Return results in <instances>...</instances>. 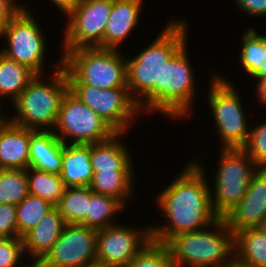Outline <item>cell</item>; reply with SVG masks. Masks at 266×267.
<instances>
[{
  "label": "cell",
  "mask_w": 266,
  "mask_h": 267,
  "mask_svg": "<svg viewBox=\"0 0 266 267\" xmlns=\"http://www.w3.org/2000/svg\"><path fill=\"white\" fill-rule=\"evenodd\" d=\"M97 230L82 224H66L41 267H85L96 260Z\"/></svg>",
  "instance_id": "cell-14"
},
{
  "label": "cell",
  "mask_w": 266,
  "mask_h": 267,
  "mask_svg": "<svg viewBox=\"0 0 266 267\" xmlns=\"http://www.w3.org/2000/svg\"><path fill=\"white\" fill-rule=\"evenodd\" d=\"M125 267H175L165 244L151 240Z\"/></svg>",
  "instance_id": "cell-31"
},
{
  "label": "cell",
  "mask_w": 266,
  "mask_h": 267,
  "mask_svg": "<svg viewBox=\"0 0 266 267\" xmlns=\"http://www.w3.org/2000/svg\"><path fill=\"white\" fill-rule=\"evenodd\" d=\"M56 207L66 224H82L86 226L88 186L65 187L63 195Z\"/></svg>",
  "instance_id": "cell-27"
},
{
  "label": "cell",
  "mask_w": 266,
  "mask_h": 267,
  "mask_svg": "<svg viewBox=\"0 0 266 267\" xmlns=\"http://www.w3.org/2000/svg\"><path fill=\"white\" fill-rule=\"evenodd\" d=\"M144 0H112V9L104 32L102 49L121 50L123 42L138 28ZM143 5V7H142ZM133 31V32H132Z\"/></svg>",
  "instance_id": "cell-16"
},
{
  "label": "cell",
  "mask_w": 266,
  "mask_h": 267,
  "mask_svg": "<svg viewBox=\"0 0 266 267\" xmlns=\"http://www.w3.org/2000/svg\"><path fill=\"white\" fill-rule=\"evenodd\" d=\"M58 59L56 64L48 65H52V73L36 75L11 104L15 115L6 116L11 123L35 131H53L62 99L69 90L62 57Z\"/></svg>",
  "instance_id": "cell-2"
},
{
  "label": "cell",
  "mask_w": 266,
  "mask_h": 267,
  "mask_svg": "<svg viewBox=\"0 0 266 267\" xmlns=\"http://www.w3.org/2000/svg\"><path fill=\"white\" fill-rule=\"evenodd\" d=\"M229 267H251L248 265H245L243 263H240L236 258H234L230 263Z\"/></svg>",
  "instance_id": "cell-41"
},
{
  "label": "cell",
  "mask_w": 266,
  "mask_h": 267,
  "mask_svg": "<svg viewBox=\"0 0 266 267\" xmlns=\"http://www.w3.org/2000/svg\"><path fill=\"white\" fill-rule=\"evenodd\" d=\"M31 129L19 127L7 118L0 124V169H27Z\"/></svg>",
  "instance_id": "cell-17"
},
{
  "label": "cell",
  "mask_w": 266,
  "mask_h": 267,
  "mask_svg": "<svg viewBox=\"0 0 266 267\" xmlns=\"http://www.w3.org/2000/svg\"><path fill=\"white\" fill-rule=\"evenodd\" d=\"M93 174L90 144H63L60 176L65 187L90 186Z\"/></svg>",
  "instance_id": "cell-21"
},
{
  "label": "cell",
  "mask_w": 266,
  "mask_h": 267,
  "mask_svg": "<svg viewBox=\"0 0 266 267\" xmlns=\"http://www.w3.org/2000/svg\"><path fill=\"white\" fill-rule=\"evenodd\" d=\"M190 161L156 194L155 207L165 217L164 224H150L152 240L157 243L166 244L178 234L205 229L219 219L211 207L207 167L198 158Z\"/></svg>",
  "instance_id": "cell-1"
},
{
  "label": "cell",
  "mask_w": 266,
  "mask_h": 267,
  "mask_svg": "<svg viewBox=\"0 0 266 267\" xmlns=\"http://www.w3.org/2000/svg\"><path fill=\"white\" fill-rule=\"evenodd\" d=\"M234 5L245 15L253 18L266 17V0H233Z\"/></svg>",
  "instance_id": "cell-35"
},
{
  "label": "cell",
  "mask_w": 266,
  "mask_h": 267,
  "mask_svg": "<svg viewBox=\"0 0 266 267\" xmlns=\"http://www.w3.org/2000/svg\"><path fill=\"white\" fill-rule=\"evenodd\" d=\"M153 42L127 61V88L139 106L160 84L164 64L186 43L185 19H170Z\"/></svg>",
  "instance_id": "cell-4"
},
{
  "label": "cell",
  "mask_w": 266,
  "mask_h": 267,
  "mask_svg": "<svg viewBox=\"0 0 266 267\" xmlns=\"http://www.w3.org/2000/svg\"><path fill=\"white\" fill-rule=\"evenodd\" d=\"M53 207L49 201L28 194L20 204L16 205L18 237L22 238L32 230Z\"/></svg>",
  "instance_id": "cell-28"
},
{
  "label": "cell",
  "mask_w": 266,
  "mask_h": 267,
  "mask_svg": "<svg viewBox=\"0 0 266 267\" xmlns=\"http://www.w3.org/2000/svg\"><path fill=\"white\" fill-rule=\"evenodd\" d=\"M219 161L212 182L211 207L223 218L244 197L258 166L242 148L220 149Z\"/></svg>",
  "instance_id": "cell-9"
},
{
  "label": "cell",
  "mask_w": 266,
  "mask_h": 267,
  "mask_svg": "<svg viewBox=\"0 0 266 267\" xmlns=\"http://www.w3.org/2000/svg\"><path fill=\"white\" fill-rule=\"evenodd\" d=\"M235 258L251 267H266V234L259 228H246L234 234Z\"/></svg>",
  "instance_id": "cell-23"
},
{
  "label": "cell",
  "mask_w": 266,
  "mask_h": 267,
  "mask_svg": "<svg viewBox=\"0 0 266 267\" xmlns=\"http://www.w3.org/2000/svg\"><path fill=\"white\" fill-rule=\"evenodd\" d=\"M29 194L49 201L56 206L63 195L65 185L59 174L28 167L26 169Z\"/></svg>",
  "instance_id": "cell-26"
},
{
  "label": "cell",
  "mask_w": 266,
  "mask_h": 267,
  "mask_svg": "<svg viewBox=\"0 0 266 267\" xmlns=\"http://www.w3.org/2000/svg\"><path fill=\"white\" fill-rule=\"evenodd\" d=\"M251 127L248 141L242 149L259 168H266V120Z\"/></svg>",
  "instance_id": "cell-32"
},
{
  "label": "cell",
  "mask_w": 266,
  "mask_h": 267,
  "mask_svg": "<svg viewBox=\"0 0 266 267\" xmlns=\"http://www.w3.org/2000/svg\"><path fill=\"white\" fill-rule=\"evenodd\" d=\"M69 90L116 133L128 134L135 120L142 116L128 88L99 89L89 85H69Z\"/></svg>",
  "instance_id": "cell-12"
},
{
  "label": "cell",
  "mask_w": 266,
  "mask_h": 267,
  "mask_svg": "<svg viewBox=\"0 0 266 267\" xmlns=\"http://www.w3.org/2000/svg\"><path fill=\"white\" fill-rule=\"evenodd\" d=\"M0 237H18L16 205L0 204Z\"/></svg>",
  "instance_id": "cell-34"
},
{
  "label": "cell",
  "mask_w": 266,
  "mask_h": 267,
  "mask_svg": "<svg viewBox=\"0 0 266 267\" xmlns=\"http://www.w3.org/2000/svg\"><path fill=\"white\" fill-rule=\"evenodd\" d=\"M82 0H49L51 5L53 4L57 10L66 18L80 3Z\"/></svg>",
  "instance_id": "cell-37"
},
{
  "label": "cell",
  "mask_w": 266,
  "mask_h": 267,
  "mask_svg": "<svg viewBox=\"0 0 266 267\" xmlns=\"http://www.w3.org/2000/svg\"><path fill=\"white\" fill-rule=\"evenodd\" d=\"M255 29L248 27L240 36L243 43L238 58H240L241 70L249 78L259 69L263 50V33L259 34Z\"/></svg>",
  "instance_id": "cell-30"
},
{
  "label": "cell",
  "mask_w": 266,
  "mask_h": 267,
  "mask_svg": "<svg viewBox=\"0 0 266 267\" xmlns=\"http://www.w3.org/2000/svg\"><path fill=\"white\" fill-rule=\"evenodd\" d=\"M3 108V109H2ZM5 110V108L4 107H2V106H0V111H4Z\"/></svg>",
  "instance_id": "cell-45"
},
{
  "label": "cell",
  "mask_w": 266,
  "mask_h": 267,
  "mask_svg": "<svg viewBox=\"0 0 266 267\" xmlns=\"http://www.w3.org/2000/svg\"><path fill=\"white\" fill-rule=\"evenodd\" d=\"M136 171L93 172L90 189L98 194L117 198L126 208L127 202L136 196L133 186L136 183ZM134 192V194H133ZM135 195V196H134Z\"/></svg>",
  "instance_id": "cell-22"
},
{
  "label": "cell",
  "mask_w": 266,
  "mask_h": 267,
  "mask_svg": "<svg viewBox=\"0 0 266 267\" xmlns=\"http://www.w3.org/2000/svg\"><path fill=\"white\" fill-rule=\"evenodd\" d=\"M207 95L208 107L213 116L215 134L220 149L243 148L249 138L250 127L241 95L235 83L216 72L211 74ZM249 127V128H248Z\"/></svg>",
  "instance_id": "cell-7"
},
{
  "label": "cell",
  "mask_w": 266,
  "mask_h": 267,
  "mask_svg": "<svg viewBox=\"0 0 266 267\" xmlns=\"http://www.w3.org/2000/svg\"><path fill=\"white\" fill-rule=\"evenodd\" d=\"M36 76L27 66L5 57L0 53V106L3 99L12 104Z\"/></svg>",
  "instance_id": "cell-24"
},
{
  "label": "cell",
  "mask_w": 266,
  "mask_h": 267,
  "mask_svg": "<svg viewBox=\"0 0 266 267\" xmlns=\"http://www.w3.org/2000/svg\"><path fill=\"white\" fill-rule=\"evenodd\" d=\"M257 80V84L255 86V95L259 106L266 108V77L262 79H254Z\"/></svg>",
  "instance_id": "cell-38"
},
{
  "label": "cell",
  "mask_w": 266,
  "mask_h": 267,
  "mask_svg": "<svg viewBox=\"0 0 266 267\" xmlns=\"http://www.w3.org/2000/svg\"><path fill=\"white\" fill-rule=\"evenodd\" d=\"M266 218V168L252 175L248 189L240 202L223 219L235 234L246 228H256Z\"/></svg>",
  "instance_id": "cell-15"
},
{
  "label": "cell",
  "mask_w": 266,
  "mask_h": 267,
  "mask_svg": "<svg viewBox=\"0 0 266 267\" xmlns=\"http://www.w3.org/2000/svg\"><path fill=\"white\" fill-rule=\"evenodd\" d=\"M63 143L53 131L31 129L29 167L48 173H61Z\"/></svg>",
  "instance_id": "cell-20"
},
{
  "label": "cell",
  "mask_w": 266,
  "mask_h": 267,
  "mask_svg": "<svg viewBox=\"0 0 266 267\" xmlns=\"http://www.w3.org/2000/svg\"><path fill=\"white\" fill-rule=\"evenodd\" d=\"M53 132L63 144L80 145L102 142L116 134L98 114L70 90L62 99Z\"/></svg>",
  "instance_id": "cell-10"
},
{
  "label": "cell",
  "mask_w": 266,
  "mask_h": 267,
  "mask_svg": "<svg viewBox=\"0 0 266 267\" xmlns=\"http://www.w3.org/2000/svg\"><path fill=\"white\" fill-rule=\"evenodd\" d=\"M151 228L118 224L97 230L96 260L125 267L150 241Z\"/></svg>",
  "instance_id": "cell-13"
},
{
  "label": "cell",
  "mask_w": 266,
  "mask_h": 267,
  "mask_svg": "<svg viewBox=\"0 0 266 267\" xmlns=\"http://www.w3.org/2000/svg\"><path fill=\"white\" fill-rule=\"evenodd\" d=\"M6 116H7V113L5 115L4 111H0V124L3 122V120L6 118Z\"/></svg>",
  "instance_id": "cell-44"
},
{
  "label": "cell",
  "mask_w": 266,
  "mask_h": 267,
  "mask_svg": "<svg viewBox=\"0 0 266 267\" xmlns=\"http://www.w3.org/2000/svg\"><path fill=\"white\" fill-rule=\"evenodd\" d=\"M28 5L0 31V39L3 37L6 41L4 45L7 43L0 48V53L27 66L36 75L49 74L51 72L45 70L47 66L44 60L47 55V38Z\"/></svg>",
  "instance_id": "cell-8"
},
{
  "label": "cell",
  "mask_w": 266,
  "mask_h": 267,
  "mask_svg": "<svg viewBox=\"0 0 266 267\" xmlns=\"http://www.w3.org/2000/svg\"><path fill=\"white\" fill-rule=\"evenodd\" d=\"M24 258L25 252L22 238L0 237V267H25L30 263V260L26 261L28 258ZM23 259L25 262H23Z\"/></svg>",
  "instance_id": "cell-33"
},
{
  "label": "cell",
  "mask_w": 266,
  "mask_h": 267,
  "mask_svg": "<svg viewBox=\"0 0 266 267\" xmlns=\"http://www.w3.org/2000/svg\"><path fill=\"white\" fill-rule=\"evenodd\" d=\"M266 77V34L263 33V50L261 65L259 69L250 77L253 79H262Z\"/></svg>",
  "instance_id": "cell-39"
},
{
  "label": "cell",
  "mask_w": 266,
  "mask_h": 267,
  "mask_svg": "<svg viewBox=\"0 0 266 267\" xmlns=\"http://www.w3.org/2000/svg\"><path fill=\"white\" fill-rule=\"evenodd\" d=\"M124 135V133H116L108 140L90 144V161L93 172L136 170L132 152L128 148L129 144L127 145L124 140Z\"/></svg>",
  "instance_id": "cell-19"
},
{
  "label": "cell",
  "mask_w": 266,
  "mask_h": 267,
  "mask_svg": "<svg viewBox=\"0 0 266 267\" xmlns=\"http://www.w3.org/2000/svg\"><path fill=\"white\" fill-rule=\"evenodd\" d=\"M175 267H226L234 258V234L223 218L209 227L172 237L166 244Z\"/></svg>",
  "instance_id": "cell-5"
},
{
  "label": "cell",
  "mask_w": 266,
  "mask_h": 267,
  "mask_svg": "<svg viewBox=\"0 0 266 267\" xmlns=\"http://www.w3.org/2000/svg\"><path fill=\"white\" fill-rule=\"evenodd\" d=\"M121 52L98 47L66 51L60 56L69 85L127 88V55Z\"/></svg>",
  "instance_id": "cell-6"
},
{
  "label": "cell",
  "mask_w": 266,
  "mask_h": 267,
  "mask_svg": "<svg viewBox=\"0 0 266 267\" xmlns=\"http://www.w3.org/2000/svg\"><path fill=\"white\" fill-rule=\"evenodd\" d=\"M20 0H0V31L22 10Z\"/></svg>",
  "instance_id": "cell-36"
},
{
  "label": "cell",
  "mask_w": 266,
  "mask_h": 267,
  "mask_svg": "<svg viewBox=\"0 0 266 267\" xmlns=\"http://www.w3.org/2000/svg\"><path fill=\"white\" fill-rule=\"evenodd\" d=\"M124 207L125 206L117 198L95 193L88 186L86 226L95 230H100L118 224L116 219L125 209Z\"/></svg>",
  "instance_id": "cell-25"
},
{
  "label": "cell",
  "mask_w": 266,
  "mask_h": 267,
  "mask_svg": "<svg viewBox=\"0 0 266 267\" xmlns=\"http://www.w3.org/2000/svg\"><path fill=\"white\" fill-rule=\"evenodd\" d=\"M66 222L56 206L23 237L25 255L31 262H40L60 237Z\"/></svg>",
  "instance_id": "cell-18"
},
{
  "label": "cell",
  "mask_w": 266,
  "mask_h": 267,
  "mask_svg": "<svg viewBox=\"0 0 266 267\" xmlns=\"http://www.w3.org/2000/svg\"><path fill=\"white\" fill-rule=\"evenodd\" d=\"M25 267H41L39 262H31L28 263Z\"/></svg>",
  "instance_id": "cell-42"
},
{
  "label": "cell",
  "mask_w": 266,
  "mask_h": 267,
  "mask_svg": "<svg viewBox=\"0 0 266 267\" xmlns=\"http://www.w3.org/2000/svg\"><path fill=\"white\" fill-rule=\"evenodd\" d=\"M29 194L26 169H0V204H20Z\"/></svg>",
  "instance_id": "cell-29"
},
{
  "label": "cell",
  "mask_w": 266,
  "mask_h": 267,
  "mask_svg": "<svg viewBox=\"0 0 266 267\" xmlns=\"http://www.w3.org/2000/svg\"><path fill=\"white\" fill-rule=\"evenodd\" d=\"M112 0H82L66 17L59 53L79 48H102Z\"/></svg>",
  "instance_id": "cell-11"
},
{
  "label": "cell",
  "mask_w": 266,
  "mask_h": 267,
  "mask_svg": "<svg viewBox=\"0 0 266 267\" xmlns=\"http://www.w3.org/2000/svg\"><path fill=\"white\" fill-rule=\"evenodd\" d=\"M259 228L266 234V218L263 220Z\"/></svg>",
  "instance_id": "cell-43"
},
{
  "label": "cell",
  "mask_w": 266,
  "mask_h": 267,
  "mask_svg": "<svg viewBox=\"0 0 266 267\" xmlns=\"http://www.w3.org/2000/svg\"><path fill=\"white\" fill-rule=\"evenodd\" d=\"M186 42L164 64L161 84L138 106L142 114H160L169 120H187L194 114L197 100L196 78ZM193 105V107H192ZM149 112V113H148Z\"/></svg>",
  "instance_id": "cell-3"
},
{
  "label": "cell",
  "mask_w": 266,
  "mask_h": 267,
  "mask_svg": "<svg viewBox=\"0 0 266 267\" xmlns=\"http://www.w3.org/2000/svg\"><path fill=\"white\" fill-rule=\"evenodd\" d=\"M85 267H117V266L95 260L87 264Z\"/></svg>",
  "instance_id": "cell-40"
}]
</instances>
